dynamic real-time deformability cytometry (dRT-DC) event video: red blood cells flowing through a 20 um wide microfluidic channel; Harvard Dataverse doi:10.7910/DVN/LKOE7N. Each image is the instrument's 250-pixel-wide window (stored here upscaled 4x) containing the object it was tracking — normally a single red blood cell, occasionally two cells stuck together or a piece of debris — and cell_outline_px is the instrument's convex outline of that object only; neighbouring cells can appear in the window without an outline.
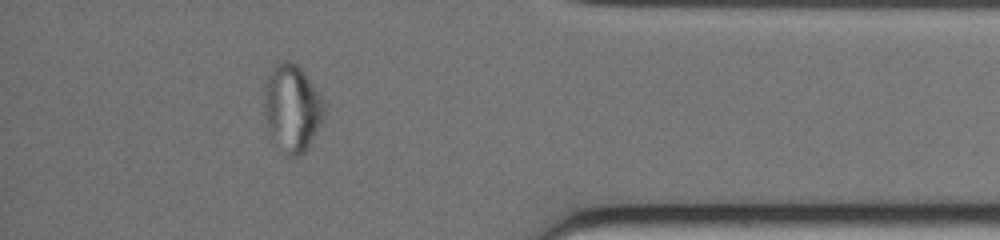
{"species": "common noctule bat (a hibernating species)", "species_latin": "Nyctalus noctula", "temperature_condition": "warm", "stored_images_in_passage": 39, "segment_of_instrument_passage": [2, 2], "camera_frame_rate_fps": 3000, "um_per_image_px": 0.085, "animal": {"sex": "female", "body_mass_g": 19.0, "forearm_length_mm": 51.5}, "frame": {"image": 1, "passage_image": 35, "time_ms": 11.333, "image_size_px": [1000, 240], "cell_outline_px": [[324, 116], [304, 152], [300, 156], [288, 156], [268, 128], [264, 112], [264, 104], [268, 76], [276, 60], [288, 60], [296, 64], [304, 72], [320, 96], [324, 104]], "centroid_in_image_um": [24.82, 9.12], "position_along_channel_um": 410.4, "area_um2": 29.48}}